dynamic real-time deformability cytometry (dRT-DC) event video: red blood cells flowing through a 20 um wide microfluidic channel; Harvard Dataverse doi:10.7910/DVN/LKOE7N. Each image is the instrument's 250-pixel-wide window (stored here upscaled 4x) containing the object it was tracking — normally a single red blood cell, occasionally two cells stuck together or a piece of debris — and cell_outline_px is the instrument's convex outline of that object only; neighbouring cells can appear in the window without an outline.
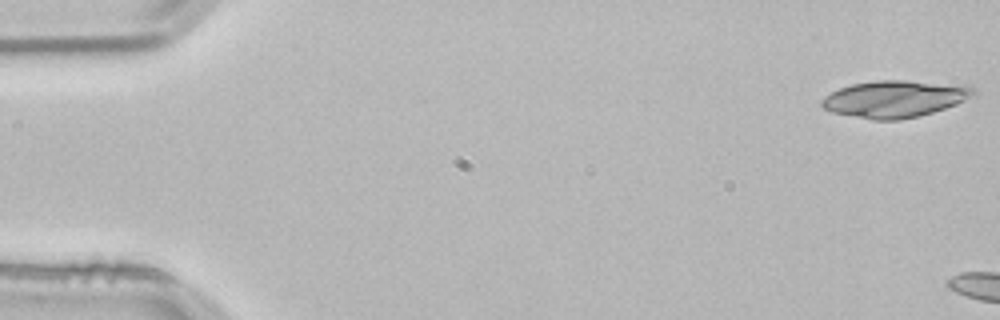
{"species": "common noctule bat (a hibernating species)", "species_latin": "Nyctalus noctula", "temperature_condition": "room temperature", "stored_images_in_passage": 14, "camera_frame_rate_fps": 3000, "um_per_image_px": 0.085, "animal": {"sex": "male", "body_mass_g": 21.5, "forearm_length_mm": 52.0}, "frame": {"image": 1, "passage_image": 1, "time_ms": 0.0, "image_size_px": [1000, 320], "cell_outline_px": [[976, 92], [964, 100], [956, 104], [932, 112], [900, 120], [872, 120], [832, 112], [824, 108], [820, 104], [820, 100], [832, 92], [840, 88], [852, 84], [876, 80], [904, 80], [972, 88]], "centroid_in_image_um": [75.93, 8.43], "position_along_channel_um": 9.1, "area_um2": 31.73}}